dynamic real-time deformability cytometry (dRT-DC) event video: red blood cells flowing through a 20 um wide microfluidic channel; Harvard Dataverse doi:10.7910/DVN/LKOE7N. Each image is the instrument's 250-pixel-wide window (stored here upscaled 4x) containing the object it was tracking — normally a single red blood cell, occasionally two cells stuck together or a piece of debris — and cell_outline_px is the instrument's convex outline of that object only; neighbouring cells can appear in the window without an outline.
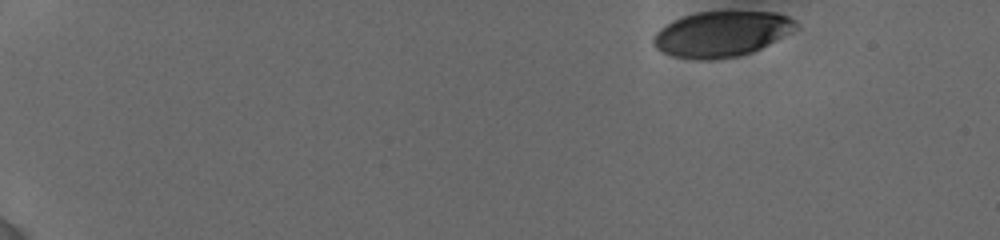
{"species": "human", "species_latin": "Homo sapiens", "temperature_condition": "cold", "stored_images_in_passage": 29, "camera_frame_rate_fps": 3000, "um_per_image_px": 0.085, "donor": {"sex": "female"}, "frame": {"image": 1, "passage_image": 1, "time_ms": 0.0, "image_size_px": [1000, 240], "cell_outline_px": [[800, 28], [752, 52], [740, 56], [708, 60], [700, 60], [672, 56], [660, 52], [652, 44], [652, 36], [660, 28], [684, 16], [696, 12], [776, 12], [788, 16], [796, 20], [800, 24]], "centroid_in_image_um": [61.35, 2.89], "position_along_channel_um": 23.7, "area_um2": 37.92}}
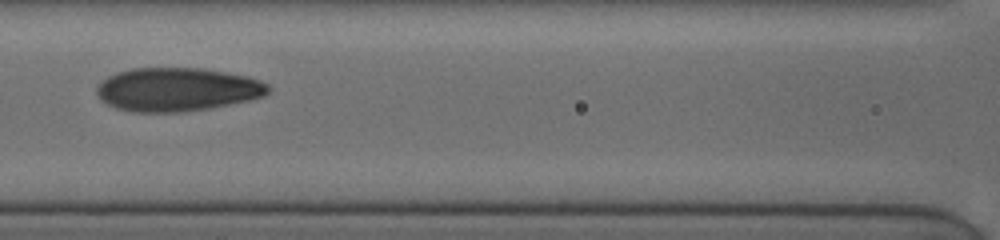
{"frame": {"image": 2, "passage_image": 17, "time_ms": 7.0, "image_size_px": [1000, 240], "cell_outline_px": [[268, 92], [264, 96], [248, 100], [208, 108], [180, 112], [132, 112], [116, 108], [100, 100], [96, 92], [96, 88], [108, 76], [116, 72], [132, 68], [204, 68], [248, 76], [260, 80], [268, 84]], "centroid_in_image_um": [15.04, 7.6], "position_along_channel_um": 151.6, "area_um2": 43.47}}
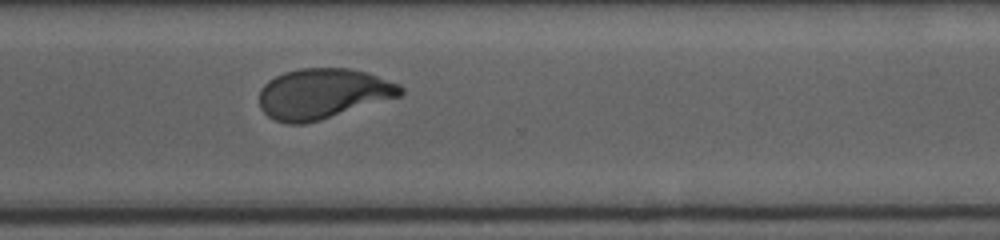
{"frame": {"image": 3, "passage_image": 29, "time_ms": 12.0, "image_size_px": [1000, 240], "cell_outline_px": [[404, 92], [400, 96], [320, 120], [304, 124], [288, 124], [276, 120], [268, 116], [260, 108], [260, 88], [268, 80], [284, 72], [300, 68], [348, 68], [368, 72], [400, 84], [404, 88]], "centroid_in_image_um": [27.45, 7.95], "position_along_channel_um": 343.2, "area_um2": 41.5}}